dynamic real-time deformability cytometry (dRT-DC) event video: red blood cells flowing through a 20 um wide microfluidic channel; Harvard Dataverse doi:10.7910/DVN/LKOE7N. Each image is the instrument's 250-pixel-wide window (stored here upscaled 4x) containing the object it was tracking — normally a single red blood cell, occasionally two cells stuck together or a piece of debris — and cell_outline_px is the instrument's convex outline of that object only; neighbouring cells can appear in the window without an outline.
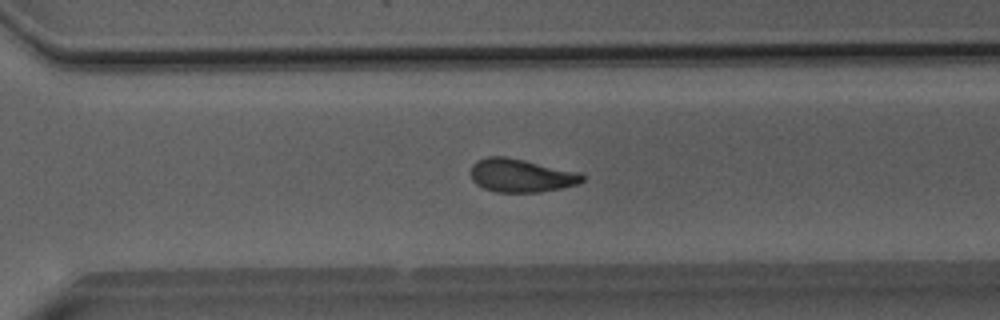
{"species": "Egyptian fruit bat (a non-hibernating species)", "species_latin": "Rousettus aegyptiacus", "temperature_condition": "room temperature", "stored_images_in_passage": 50, "camera_frame_rate_fps": 3000, "um_per_image_px": 0.085, "animal": {"sex": "male"}, "frame": {"image": 1, "passage_image": 35, "time_ms": 11.333, "image_size_px": [1000, 320], "cell_outline_px": [[584, 180], [576, 184], [560, 188], [540, 192], [496, 192], [484, 188], [476, 184], [472, 180], [472, 164], [476, 160], [488, 156], [508, 156], [576, 172], [584, 176]], "centroid_in_image_um": [44.24, 14.91], "position_along_channel_um": 326.4, "area_um2": 21.44}}
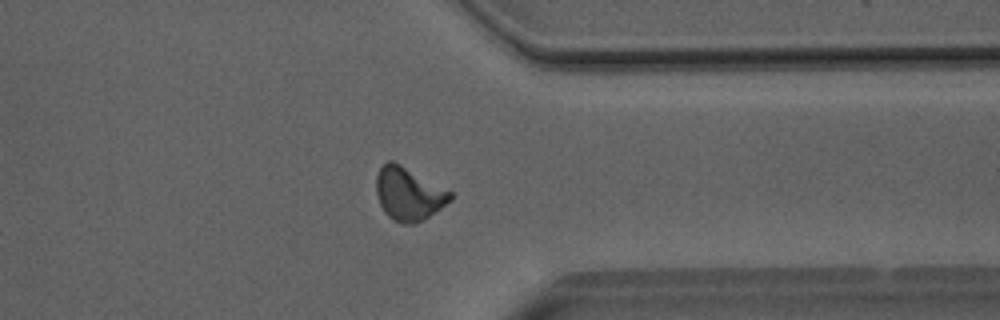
{"frame": {"image": 2, "passage_image": 39, "time_ms": 12.667, "image_size_px": [1000, 320], "cell_outline_px": [[452, 200], [424, 220], [416, 224], [404, 224], [392, 220], [384, 212], [380, 204], [376, 192], [376, 176], [380, 168], [388, 160], [392, 160], [400, 164], [452, 192]], "centroid_in_image_um": [34.72, 16.5], "position_along_channel_um": 376.7, "area_um2": 22.89}}
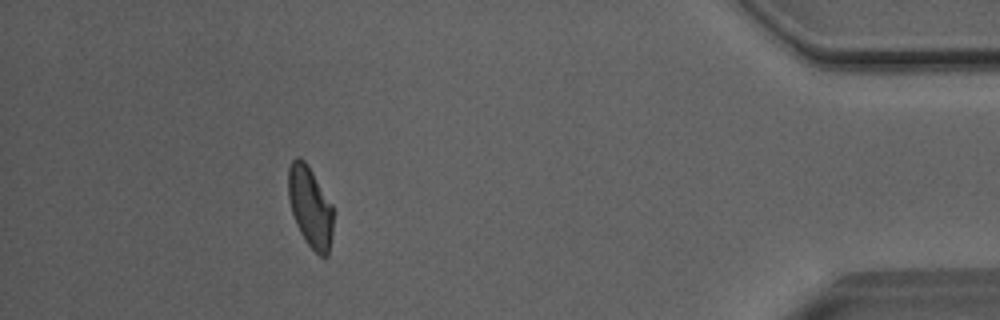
{"frame": {"image": 3, "passage_image": 45, "time_ms": 14.667, "image_size_px": [1000, 320], "cell_outline_px": [[332, 236], [328, 256], [320, 256], [304, 240], [296, 224], [292, 212], [288, 196], [288, 168], [292, 160], [296, 156], [300, 156], [304, 160], [312, 172], [332, 204]], "centroid_in_image_um": [26.35, 17.58], "position_along_channel_um": 408.8, "area_um2": 21.04}, "authors_computed_cell_mechanics": {"area_um2": 22.0507, "velocity_mm_per_s": 4.071, "shape_relaxation_time_tau1_ms": 5.9961, "shape_relaxation_time_tau2_ms": 3.4937, "deformation_change_tau1": 0.1706, "deformation_change_tau2": 0.1075}}